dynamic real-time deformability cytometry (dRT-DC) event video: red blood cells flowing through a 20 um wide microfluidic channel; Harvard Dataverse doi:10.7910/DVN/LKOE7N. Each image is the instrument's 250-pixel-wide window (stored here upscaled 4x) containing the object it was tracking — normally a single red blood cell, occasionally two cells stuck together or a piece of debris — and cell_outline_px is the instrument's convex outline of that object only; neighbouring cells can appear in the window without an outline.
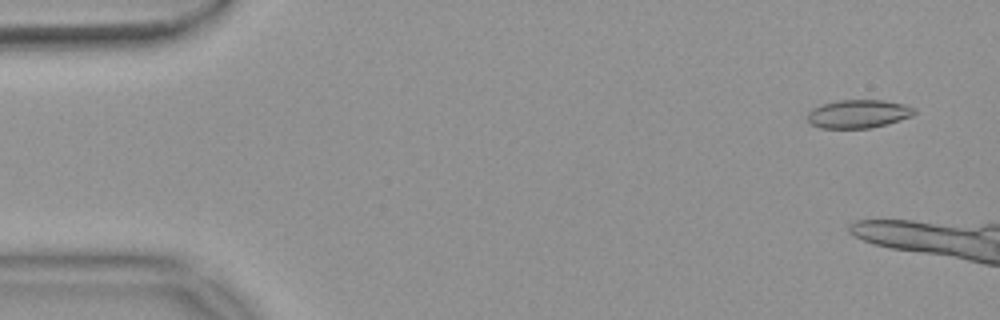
{"species": "common noctule bat (a hibernating species)", "species_latin": "Nyctalus noctula", "temperature_condition": "warm", "stored_images_in_passage": 15, "camera_frame_rate_fps": 3000, "um_per_image_px": 0.085, "animal": {"sex": "female", "body_mass_g": 18.4}, "frame": {"image": 1, "passage_image": 3, "time_ms": 0.667, "image_size_px": [1000, 320], "cell_outline_px": [[916, 112], [912, 116], [888, 124], [872, 128], [820, 128], [812, 124], [808, 120], [808, 112], [812, 108], [820, 104], [840, 100], [884, 100], [904, 104], [916, 108]], "centroid_in_image_um": [72.98, 9.67], "position_along_channel_um": 12.0, "area_um2": 17.8}}